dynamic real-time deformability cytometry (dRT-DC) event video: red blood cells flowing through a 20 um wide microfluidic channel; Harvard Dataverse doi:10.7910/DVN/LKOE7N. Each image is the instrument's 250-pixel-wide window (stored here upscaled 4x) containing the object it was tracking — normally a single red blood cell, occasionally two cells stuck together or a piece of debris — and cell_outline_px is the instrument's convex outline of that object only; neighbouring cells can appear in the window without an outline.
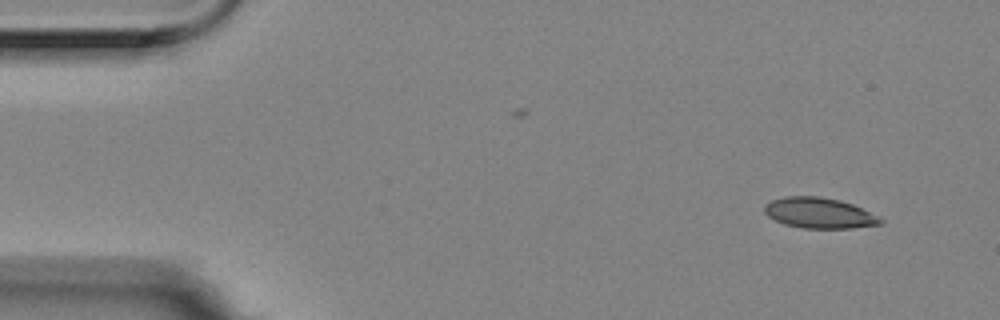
{"species": "Egyptian fruit bat (a non-hibernating species)", "species_latin": "Rousettus aegyptiacus", "temperature_condition": "room temperature", "stored_images_in_passage": 14, "camera_frame_rate_fps": 3000, "um_per_image_px": 0.085, "animal": {"sex": "female"}, "frame": {"image": 1, "passage_image": 1, "time_ms": 0.0, "image_size_px": [1000, 320], "cell_outline_px": [[884, 224], [852, 228], [804, 228], [784, 224], [768, 216], [764, 212], [764, 208], [772, 200], [784, 196], [820, 196], [840, 200], [852, 204], [880, 216], [884, 220]], "centroid_in_image_um": [69.69, 18.11], "position_along_channel_um": 15.3, "area_um2": 20.75}}
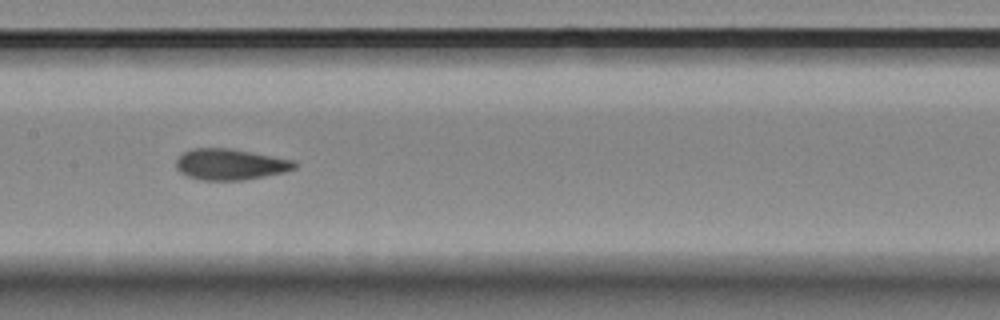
{"frame": {"image": 2, "passage_image": 7, "time_ms": 2.0, "image_size_px": [1000, 320], "cell_outline_px": [[296, 168], [284, 172], [264, 176], [240, 180], [200, 180], [188, 176], [180, 172], [176, 168], [176, 160], [184, 152], [192, 148], [228, 148], [296, 160]], "centroid_in_image_um": [19.57, 13.97], "position_along_channel_um": 187.8, "area_um2": 21.33}}
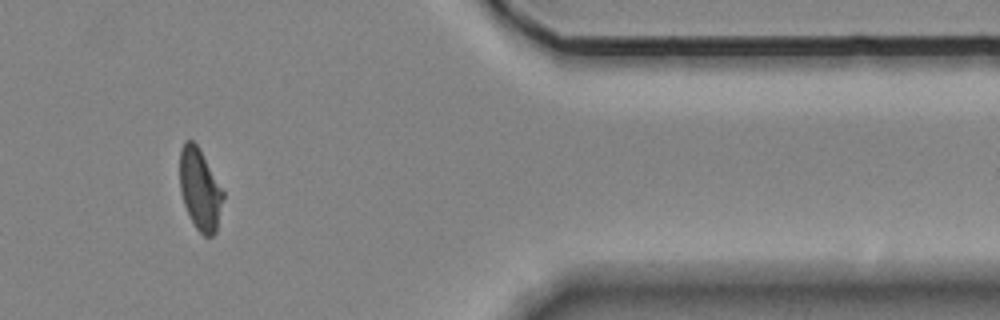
{"frame": {"image": 3, "passage_image": 12, "time_ms": 3.667, "image_size_px": [1000, 320], "cell_outline_px": [[224, 196], [216, 232], [212, 236], [204, 236], [196, 228], [188, 216], [180, 192], [180, 148], [184, 140], [192, 140], [196, 144], [224, 192]], "centroid_in_image_um": [16.98, 16.12], "position_along_channel_um": 394.4, "area_um2": 20.46}}